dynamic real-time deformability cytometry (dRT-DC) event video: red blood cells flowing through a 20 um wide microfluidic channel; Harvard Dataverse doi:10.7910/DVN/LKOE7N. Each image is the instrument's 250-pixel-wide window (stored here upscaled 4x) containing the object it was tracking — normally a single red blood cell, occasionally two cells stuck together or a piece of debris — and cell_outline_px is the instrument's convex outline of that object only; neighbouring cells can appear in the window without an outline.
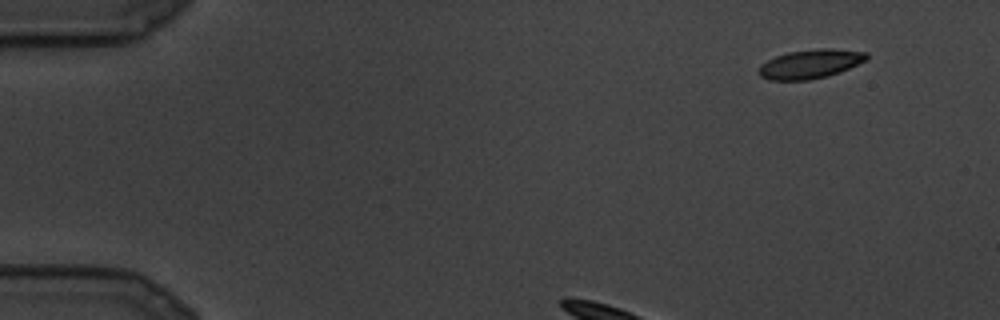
{"species": "common noctule bat (a hibernating species)", "species_latin": "Nyctalus noctula", "temperature_condition": "cold", "stored_images_in_passage": 7, "camera_frame_rate_fps": 3000, "um_per_image_px": 0.085, "animal": {"sex": "male", "body_mass_g": 19.5, "forearm_length_mm": 54.6}, "frame": {"image": 1, "passage_image": 1, "time_ms": 0.0, "image_size_px": [1000, 320], "cell_outline_px": [[868, 60], [840, 72], [828, 76], [808, 80], [768, 80], [760, 76], [756, 72], [760, 64], [776, 56], [788, 52], [820, 48], [828, 48], [868, 52]], "centroid_in_image_um": [68.87, 5.44], "position_along_channel_um": 16.1, "area_um2": 18.44}}